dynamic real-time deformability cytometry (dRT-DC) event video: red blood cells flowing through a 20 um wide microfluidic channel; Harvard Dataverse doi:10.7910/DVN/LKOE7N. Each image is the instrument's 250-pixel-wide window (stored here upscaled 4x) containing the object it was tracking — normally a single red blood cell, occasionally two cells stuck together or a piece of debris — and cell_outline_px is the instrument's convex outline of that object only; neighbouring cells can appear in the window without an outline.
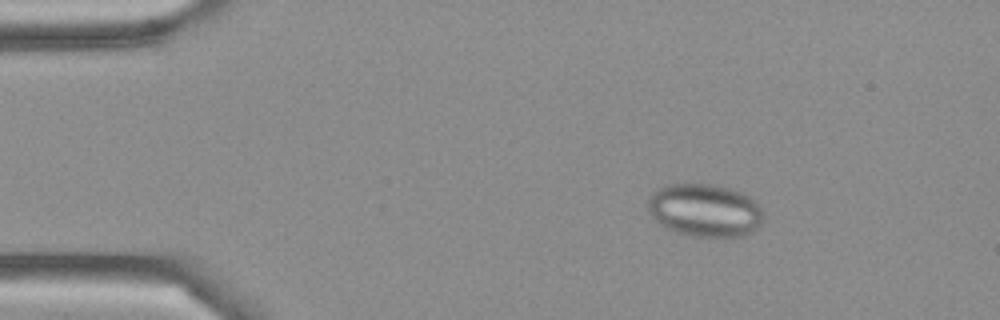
{"species": "Egyptian fruit bat (a non-hibernating species)", "species_latin": "Rousettus aegyptiacus", "temperature_condition": "cold", "stored_images_in_passage": 50, "segment_of_instrument_passage": [1, 2], "camera_frame_rate_fps": 3000, "um_per_image_px": 0.085, "frame": {"image": 1, "passage_image": 8, "time_ms": 2.333, "image_size_px": [1000, 320], "cell_outline_px": [[764, 220], [748, 236], [688, 236], [676, 232], [660, 224], [648, 212], [648, 200], [652, 192], [656, 188], [668, 184], [712, 184], [728, 188], [740, 192], [748, 196], [760, 208], [764, 216]], "centroid_in_image_um": [59.89, 17.88], "position_along_channel_um": 25.1, "area_um2": 35.6}}